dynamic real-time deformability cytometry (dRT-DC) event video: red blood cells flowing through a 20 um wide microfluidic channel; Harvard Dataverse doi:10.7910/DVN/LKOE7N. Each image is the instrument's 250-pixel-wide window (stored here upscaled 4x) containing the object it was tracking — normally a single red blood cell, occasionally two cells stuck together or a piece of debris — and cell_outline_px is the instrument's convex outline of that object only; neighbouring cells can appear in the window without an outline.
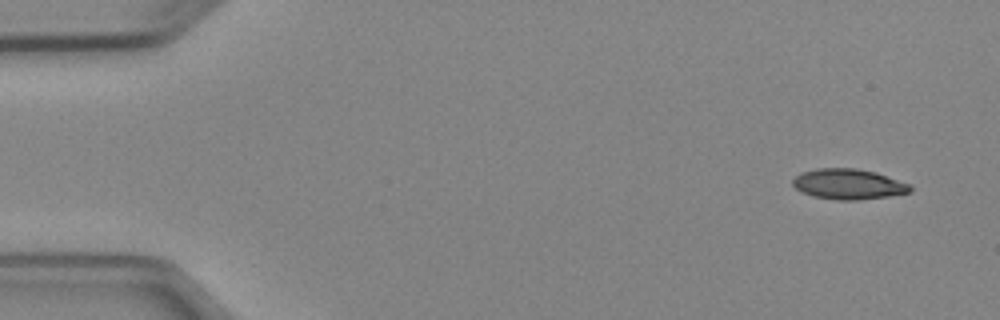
{"species": "Egyptian fruit bat (a non-hibernating species)", "species_latin": "Rousettus aegyptiacus", "temperature_condition": "cold", "stored_images_in_passage": 3, "camera_frame_rate_fps": 3000, "um_per_image_px": 0.085, "animal": {"sex": "female"}, "frame": {"image": 1, "passage_image": 1, "time_ms": 0.0, "image_size_px": [1000, 320], "cell_outline_px": [[912, 192], [888, 196], [856, 200], [836, 200], [812, 196], [800, 192], [792, 184], [792, 180], [800, 172], [816, 168], [856, 168], [876, 172], [912, 184]], "centroid_in_image_um": [72.12, 15.65], "position_along_channel_um": 12.9, "area_um2": 21.1}}
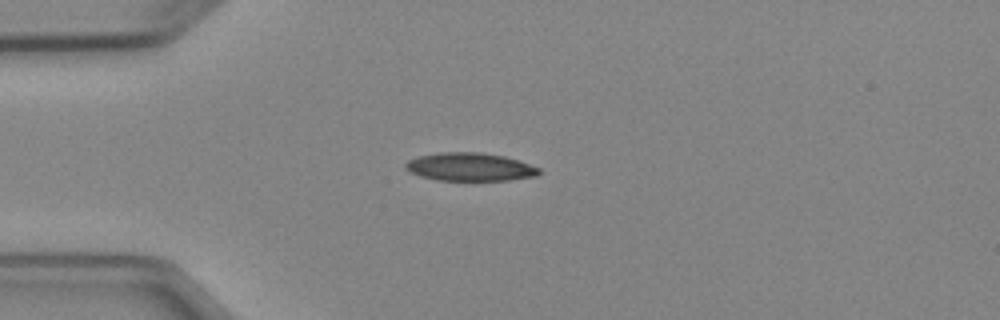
{"frame": {"image": 2, "passage_image": 3, "time_ms": 3.333, "image_size_px": [1000, 320], "cell_outline_px": [[540, 172], [536, 176], [508, 180], [436, 180], [420, 176], [408, 172], [404, 168], [404, 164], [408, 160], [416, 156], [440, 152], [480, 152], [504, 156], [540, 168]], "centroid_in_image_um": [39.87, 14.18], "position_along_channel_um": 45.1, "area_um2": 21.96}}